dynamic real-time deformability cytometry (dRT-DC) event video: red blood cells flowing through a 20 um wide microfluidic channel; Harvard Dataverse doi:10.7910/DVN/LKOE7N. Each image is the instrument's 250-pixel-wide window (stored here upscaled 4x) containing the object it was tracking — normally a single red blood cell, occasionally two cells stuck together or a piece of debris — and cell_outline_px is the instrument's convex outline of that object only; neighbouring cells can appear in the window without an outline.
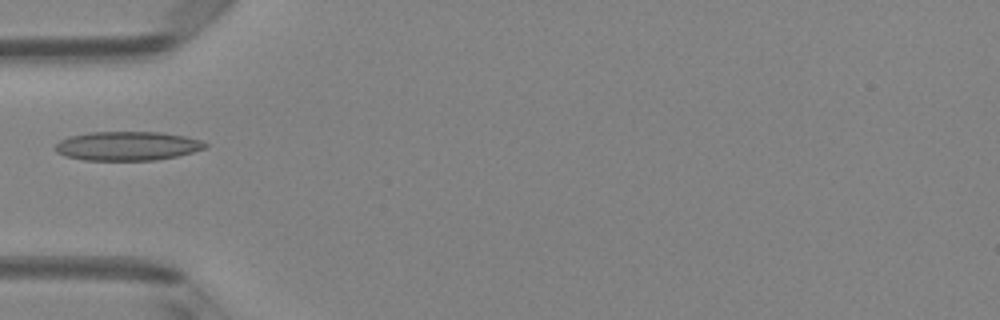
{"species": "Egyptian fruit bat (a non-hibernating species)", "species_latin": "Rousettus aegyptiacus", "temperature_condition": "room temperature", "stored_images_in_passage": 4, "camera_frame_rate_fps": 3000, "um_per_image_px": 0.085, "animal": {"sex": "female"}, "frame": {"image": 1, "passage_image": 4, "time_ms": 1.0, "image_size_px": [1000, 320], "cell_outline_px": [[208, 144], [204, 148], [192, 152], [176, 156], [156, 160], [84, 160], [64, 156], [56, 152], [56, 144], [60, 140], [68, 136], [92, 132], [160, 132], [184, 136], [200, 140]], "centroid_in_image_um": [10.79, 12.41], "position_along_channel_um": 74.2, "area_um2": 25.26}}